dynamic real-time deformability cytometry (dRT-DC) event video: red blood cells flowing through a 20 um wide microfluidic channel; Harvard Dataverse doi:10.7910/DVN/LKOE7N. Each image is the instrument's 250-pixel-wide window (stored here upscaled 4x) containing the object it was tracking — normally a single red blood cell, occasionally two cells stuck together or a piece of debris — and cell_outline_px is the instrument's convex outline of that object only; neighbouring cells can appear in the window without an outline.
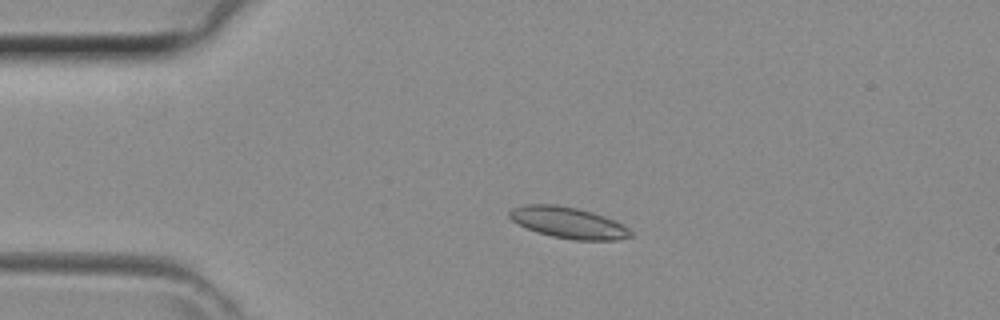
{"species": "common noctule bat (a hibernating species)", "species_latin": "Nyctalus noctula", "temperature_condition": "room temperature", "stored_images_in_passage": 19, "camera_frame_rate_fps": 3000, "um_per_image_px": 0.085, "animal": {"sex": "female", "body_mass_g": 29.2, "forearm_length_mm": 56.3}, "frame": {"image": 1, "passage_image": 10, "time_ms": 3.0, "image_size_px": [1000, 320], "cell_outline_px": [[632, 236], [616, 240], [572, 240], [552, 236], [516, 224], [508, 216], [508, 212], [512, 208], [524, 204], [556, 204], [576, 208], [592, 212], [604, 216], [628, 228], [632, 232]], "centroid_in_image_um": [48.27, 18.92], "position_along_channel_um": 36.7, "area_um2": 21.91}}
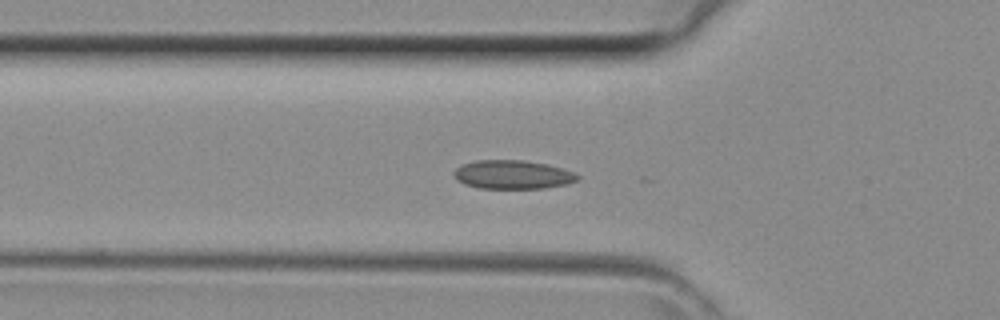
{"frame": {"image": 2, "passage_image": 15, "time_ms": 4.667, "image_size_px": [1000, 320], "cell_outline_px": [[580, 176], [576, 180], [564, 184], [544, 188], [480, 188], [464, 184], [456, 180], [452, 176], [452, 172], [460, 164], [476, 160], [524, 160], [548, 164], [576, 172]], "centroid_in_image_um": [43.53, 14.83], "position_along_channel_um": 82.3, "area_um2": 20.87}}
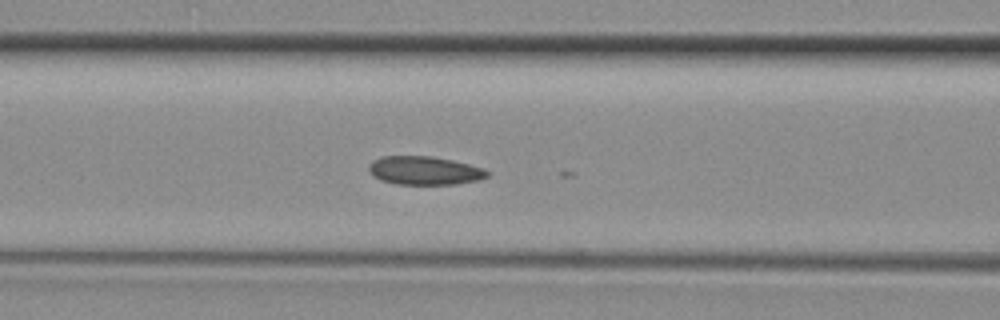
{"frame": {"image": 3, "passage_image": 18, "time_ms": 5.667, "image_size_px": [1000, 320], "cell_outline_px": [[488, 176], [480, 180], [456, 184], [396, 184], [380, 180], [372, 176], [368, 172], [368, 164], [372, 160], [380, 156], [432, 156], [452, 160], [484, 168], [488, 172]], "centroid_in_image_um": [36.03, 14.49], "position_along_channel_um": 130.6, "area_um2": 19.88}}